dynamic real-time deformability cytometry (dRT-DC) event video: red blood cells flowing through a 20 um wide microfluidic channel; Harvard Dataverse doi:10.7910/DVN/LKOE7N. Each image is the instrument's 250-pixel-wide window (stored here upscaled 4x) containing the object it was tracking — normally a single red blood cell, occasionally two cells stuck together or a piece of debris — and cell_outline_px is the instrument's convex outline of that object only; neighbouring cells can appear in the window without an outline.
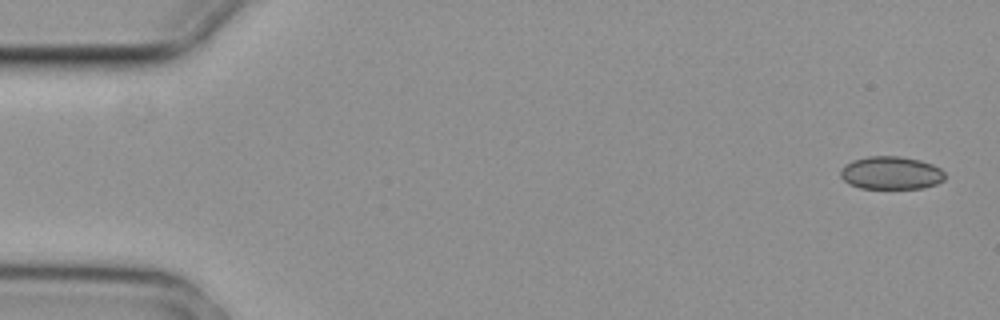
{"species": "common noctule bat (a hibernating species)", "species_latin": "Nyctalus noctula", "temperature_condition": "cold", "stored_images_in_passage": 5, "camera_frame_rate_fps": 3000, "um_per_image_px": 0.085, "animal": {"sex": "female", "body_mass_g": 29.2, "forearm_length_mm": 56.3}, "frame": {"image": 1, "passage_image": 1, "time_ms": 0.0, "image_size_px": [1000, 320], "cell_outline_px": [[944, 180], [936, 184], [924, 188], [860, 188], [848, 184], [840, 176], [840, 172], [844, 164], [852, 160], [868, 156], [900, 156], [920, 160], [932, 164], [940, 168], [944, 172]], "centroid_in_image_um": [75.72, 14.69], "position_along_channel_um": 9.3, "area_um2": 20.17}}
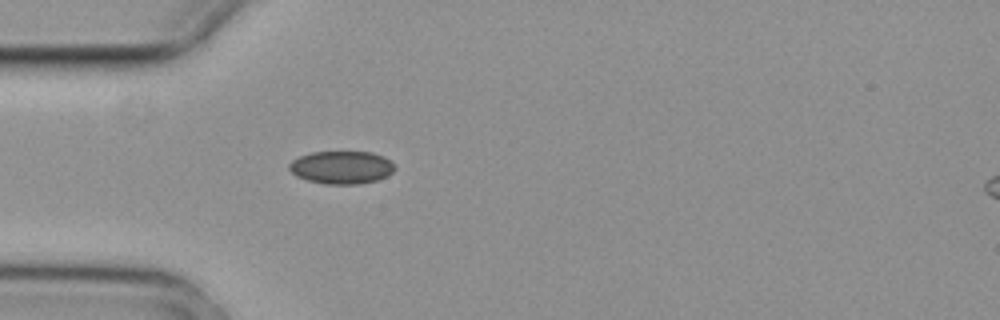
{"frame": {"image": 2, "passage_image": 5, "time_ms": 1.333, "image_size_px": [1000, 320], "cell_outline_px": [[396, 168], [388, 176], [376, 180], [360, 184], [324, 184], [308, 180], [296, 176], [288, 168], [288, 164], [292, 160], [300, 156], [312, 152], [372, 152], [384, 156]], "centroid_in_image_um": [29.02, 14.23], "position_along_channel_um": 56.0, "area_um2": 20.23}}